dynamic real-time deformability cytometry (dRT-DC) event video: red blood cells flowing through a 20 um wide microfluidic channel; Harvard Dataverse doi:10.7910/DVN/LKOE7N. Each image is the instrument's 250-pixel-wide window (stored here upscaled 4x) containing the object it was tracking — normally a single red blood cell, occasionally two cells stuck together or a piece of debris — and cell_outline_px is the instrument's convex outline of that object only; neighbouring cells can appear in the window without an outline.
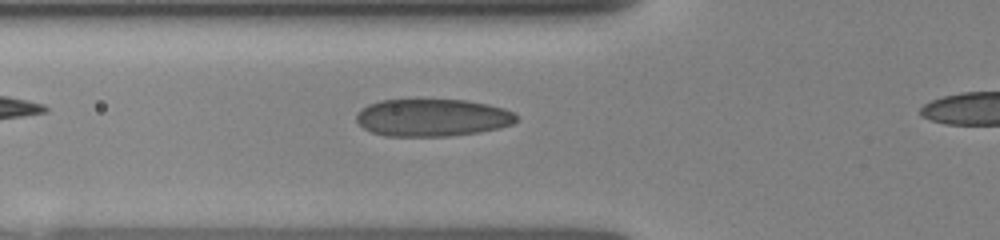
{"species": "human", "species_latin": "Homo sapiens", "temperature_condition": "room temperature", "stored_images_in_passage": 55, "camera_frame_rate_fps": 3000, "um_per_image_px": 0.085, "donor": {"sex": "female"}, "frame": {"image": 1, "passage_image": 4, "time_ms": 0.333, "image_size_px": [1000, 240], "cell_outline_px": [[516, 120], [512, 124], [500, 128], [476, 132], [448, 136], [384, 136], [372, 132], [364, 128], [356, 120], [356, 112], [360, 108], [368, 104], [380, 100], [468, 100], [488, 104], [504, 108], [512, 112], [516, 116]], "centroid_in_image_um": [36.71, 9.99], "position_along_channel_um": 89.1, "area_um2": 34.91}}
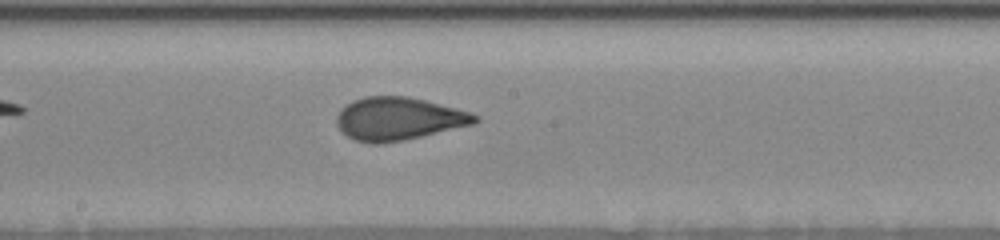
{"frame": {"image": 2, "passage_image": 23, "time_ms": 3.333, "image_size_px": [1000, 240], "cell_outline_px": [[480, 120], [476, 124], [404, 140], [380, 144], [372, 144], [352, 140], [336, 124], [336, 116], [340, 108], [352, 100], [364, 96], [408, 96], [472, 112], [480, 116]], "centroid_in_image_um": [33.88, 10.09], "position_along_channel_um": 214.3, "area_um2": 34.97}}
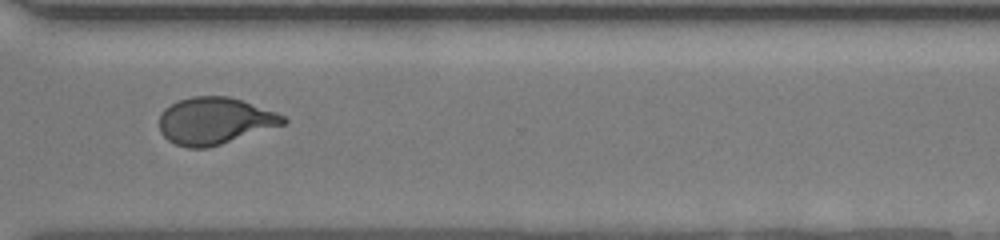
{"frame": {"image": 3, "passage_image": 46, "time_ms": 6.667, "image_size_px": [1000, 240], "cell_outline_px": [[288, 120], [284, 124], [208, 148], [188, 148], [176, 144], [168, 140], [160, 132], [160, 116], [164, 108], [176, 100], [192, 96], [228, 96], [276, 112], [284, 116]], "centroid_in_image_um": [18.21, 10.27], "position_along_channel_um": 352.4, "area_um2": 33.7}}